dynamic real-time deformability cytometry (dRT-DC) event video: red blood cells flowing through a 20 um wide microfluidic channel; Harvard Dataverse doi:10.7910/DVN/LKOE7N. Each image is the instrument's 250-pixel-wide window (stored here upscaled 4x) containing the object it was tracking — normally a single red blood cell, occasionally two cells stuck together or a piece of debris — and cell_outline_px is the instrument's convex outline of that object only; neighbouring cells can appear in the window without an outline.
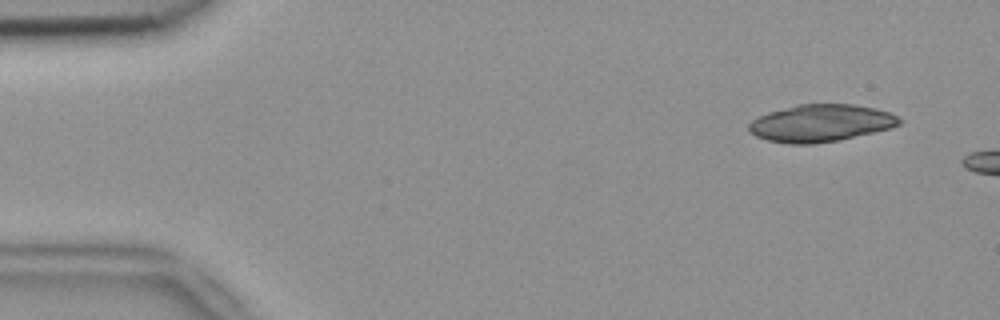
{"species": "common noctule bat (a hibernating species)", "species_latin": "Nyctalus noctula", "temperature_condition": "room temperature", "stored_images_in_passage": 6, "camera_frame_rate_fps": 3000, "um_per_image_px": 0.085, "animal": {"sex": "female", "body_mass_g": 18.4}, "frame": {"image": 1, "passage_image": 2, "time_ms": 0.333, "image_size_px": [1000, 320], "cell_outline_px": [[904, 120], [900, 124], [892, 128], [840, 140], [816, 144], [788, 144], [768, 140], [756, 136], [748, 132], [748, 124], [752, 120], [768, 112], [796, 104], [852, 104], [876, 108], [888, 112]], "centroid_in_image_um": [69.77, 10.47], "position_along_channel_um": 15.2, "area_um2": 32.95}}